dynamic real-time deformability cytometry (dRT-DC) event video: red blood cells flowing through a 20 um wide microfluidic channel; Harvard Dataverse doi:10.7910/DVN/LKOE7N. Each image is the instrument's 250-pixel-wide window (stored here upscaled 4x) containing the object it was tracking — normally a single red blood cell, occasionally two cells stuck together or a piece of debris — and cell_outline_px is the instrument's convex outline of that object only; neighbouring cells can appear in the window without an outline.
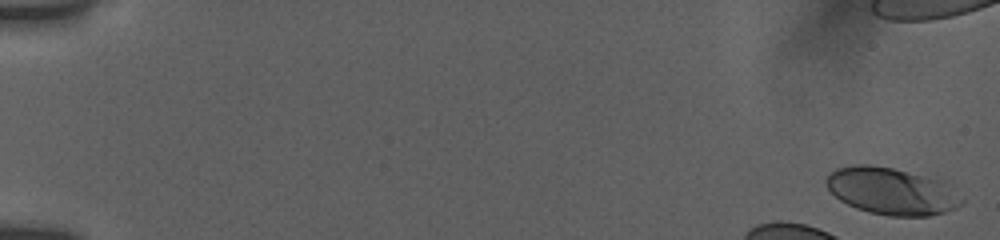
{"species": "human", "species_latin": "Homo sapiens", "temperature_condition": "room temperature", "stored_images_in_passage": 17, "camera_frame_rate_fps": 3000, "um_per_image_px": 0.085, "donor": {"sex": "female"}, "frame": {"image": 1, "passage_image": 1, "time_ms": 0.0, "image_size_px": [1000, 240], "cell_outline_px": [[964, 204], [956, 208], [944, 212], [928, 216], [888, 216], [868, 212], [856, 208], [840, 200], [824, 184], [824, 180], [828, 172], [836, 168], [852, 164], [868, 164], [892, 168], [944, 180], [964, 200]], "centroid_in_image_um": [75.77, 16.24], "position_along_channel_um": 9.2, "area_um2": 37.51}}